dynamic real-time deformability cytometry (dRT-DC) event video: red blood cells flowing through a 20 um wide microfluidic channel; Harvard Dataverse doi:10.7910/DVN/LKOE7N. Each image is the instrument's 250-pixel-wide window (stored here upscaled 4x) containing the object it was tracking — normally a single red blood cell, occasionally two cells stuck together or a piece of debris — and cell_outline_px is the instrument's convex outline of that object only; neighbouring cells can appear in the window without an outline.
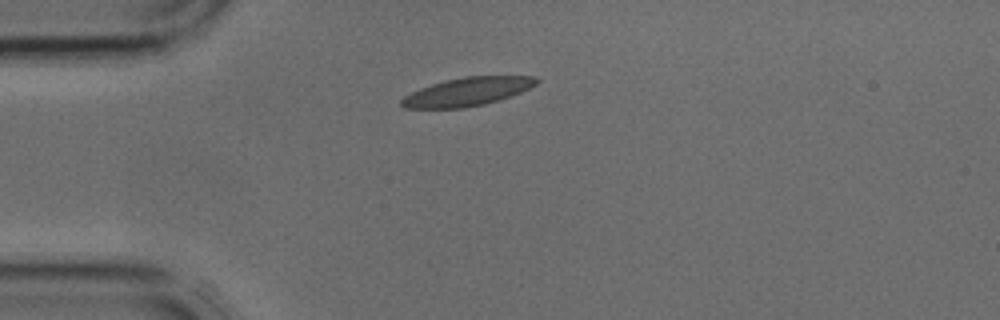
{"species": "common noctule bat (a hibernating species)", "species_latin": "Nyctalus noctula", "temperature_condition": "cold", "stored_images_in_passage": 1, "camera_frame_rate_fps": 3000, "um_per_image_px": 0.085, "animal": {"sex": "male", "body_mass_g": 17.9, "forearm_length_mm": 54.2}, "frame": {"image": 1, "passage_image": 1, "time_ms": 0.0, "image_size_px": [1000, 320], "cell_outline_px": [[540, 80], [536, 84], [520, 92], [484, 104], [464, 108], [404, 108], [400, 104], [400, 100], [404, 96], [420, 88], [444, 80], [464, 76], [532, 76]], "centroid_in_image_um": [39.67, 7.79], "position_along_channel_um": 45.3, "area_um2": 22.08}}